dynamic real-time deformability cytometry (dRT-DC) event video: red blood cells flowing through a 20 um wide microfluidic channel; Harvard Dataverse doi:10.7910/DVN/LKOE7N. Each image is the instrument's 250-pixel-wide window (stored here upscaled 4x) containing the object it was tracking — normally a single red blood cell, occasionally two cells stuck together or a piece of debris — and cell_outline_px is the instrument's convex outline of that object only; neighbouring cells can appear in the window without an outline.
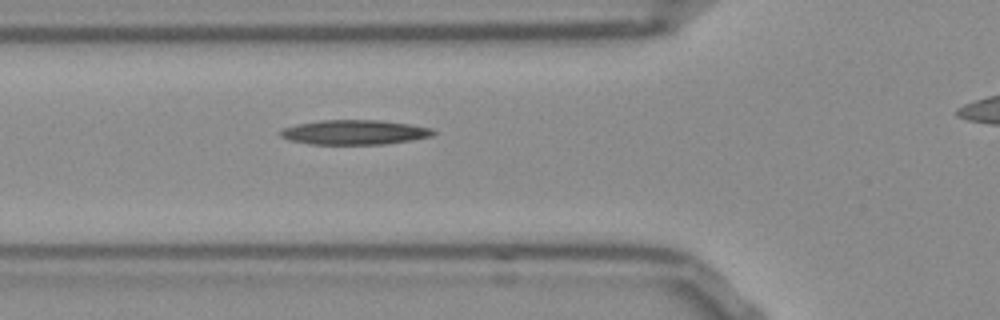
{"species": "Egyptian fruit bat (a non-hibernating species)", "species_latin": "Rousettus aegyptiacus", "temperature_condition": "room temperature", "stored_images_in_passage": 33, "camera_frame_rate_fps": 3000, "um_per_image_px": 0.085, "frame": {"image": 1, "passage_image": 6, "time_ms": 1.667, "image_size_px": [1000, 320], "cell_outline_px": [[436, 132], [432, 136], [384, 144], [312, 144], [288, 140], [280, 136], [276, 132], [284, 128], [296, 124], [320, 120], [380, 120], [412, 124], [432, 128]], "centroid_in_image_um": [30.1, 11.23], "position_along_channel_um": 95.7, "area_um2": 22.02}}
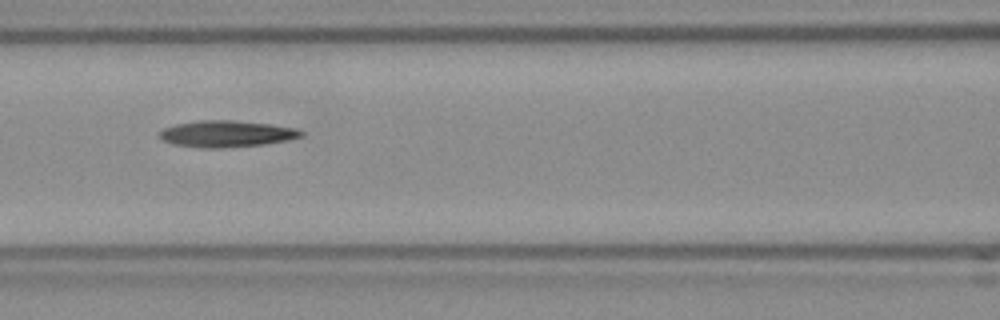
{"frame": {"image": 2, "passage_image": 10, "time_ms": 3.0, "image_size_px": [1000, 320], "cell_outline_px": [[304, 136], [288, 140], [264, 144], [212, 148], [208, 148], [176, 144], [164, 140], [160, 136], [160, 132], [164, 128], [176, 124], [196, 120], [232, 120], [272, 124], [296, 128], [304, 132]], "centroid_in_image_um": [19.32, 11.35], "position_along_channel_um": 147.3, "area_um2": 21.62}}